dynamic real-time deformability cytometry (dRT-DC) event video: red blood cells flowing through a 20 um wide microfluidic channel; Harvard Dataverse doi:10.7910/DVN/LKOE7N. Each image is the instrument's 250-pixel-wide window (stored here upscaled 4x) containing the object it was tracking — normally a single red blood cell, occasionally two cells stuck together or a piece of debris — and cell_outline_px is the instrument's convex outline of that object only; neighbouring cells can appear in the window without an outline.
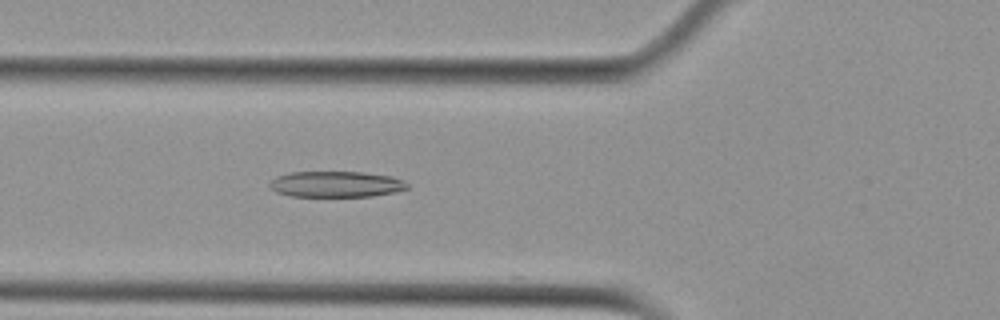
{"species": "Egyptian fruit bat (a non-hibernating species)", "species_latin": "Rousettus aegyptiacus", "temperature_condition": "cold", "stored_images_in_passage": 53, "camera_frame_rate_fps": 3000, "um_per_image_px": 0.085, "animal": {"sex": "female"}, "frame": {"image": 1, "passage_image": 19, "time_ms": 6.0, "image_size_px": [1000, 320], "cell_outline_px": [[408, 188], [396, 192], [372, 196], [292, 196], [276, 192], [268, 184], [276, 176], [288, 172], [364, 172], [392, 176], [408, 184]], "centroid_in_image_um": [28.55, 15.65], "position_along_channel_um": 97.2, "area_um2": 20.75}}
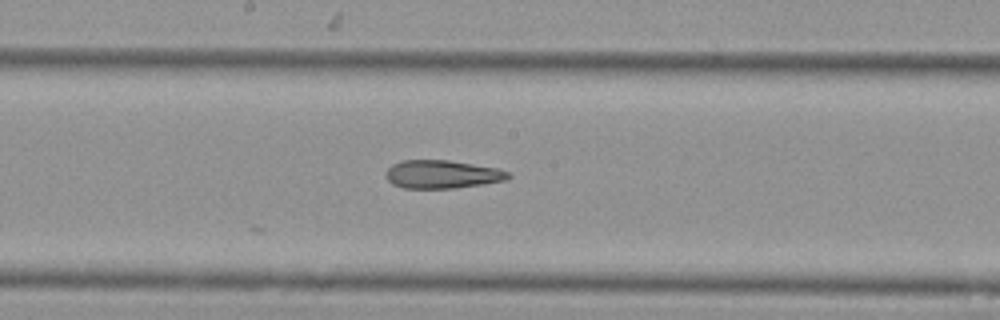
{"frame": {"image": 2, "passage_image": 28, "time_ms": 9.0, "image_size_px": [1000, 320], "cell_outline_px": [[512, 176], [508, 180], [484, 184], [456, 188], [404, 188], [392, 184], [384, 176], [384, 172], [392, 164], [400, 160], [448, 160], [496, 168], [508, 172]], "centroid_in_image_um": [37.55, 14.82], "position_along_channel_um": 210.6, "area_um2": 20.29}}
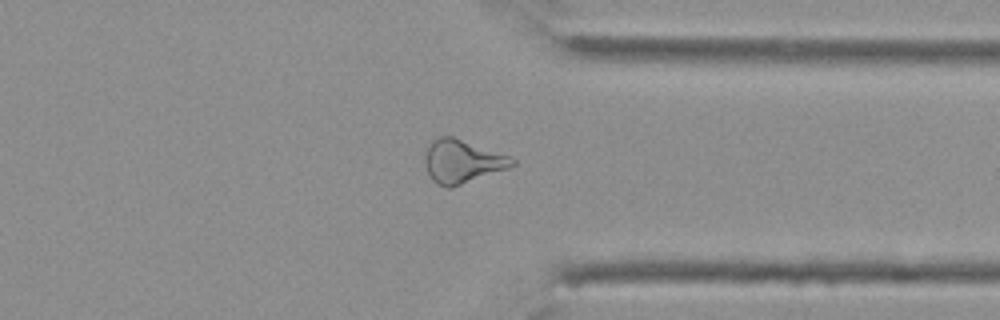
{"frame": {"image": 3, "passage_image": 41, "time_ms": 13.333, "image_size_px": [1000, 320], "cell_outline_px": [[516, 164], [508, 168], [452, 188], [448, 188], [436, 184], [432, 180], [424, 164], [424, 156], [432, 140], [436, 136], [452, 136], [512, 156], [516, 160]], "centroid_in_image_um": [39.29, 13.72], "position_along_channel_um": 372.1, "area_um2": 22.25}, "authors_computed_cell_mechanics": {"area_um2": 22.9466, "velocity_mm_per_s": 3.7792, "shape_relaxation_time_tau1_ms": null, "shape_relaxation_time_tau2_ms": 5.4779, "deformation_change_tau1": null, "deformation_change_tau2": 0.1776}}